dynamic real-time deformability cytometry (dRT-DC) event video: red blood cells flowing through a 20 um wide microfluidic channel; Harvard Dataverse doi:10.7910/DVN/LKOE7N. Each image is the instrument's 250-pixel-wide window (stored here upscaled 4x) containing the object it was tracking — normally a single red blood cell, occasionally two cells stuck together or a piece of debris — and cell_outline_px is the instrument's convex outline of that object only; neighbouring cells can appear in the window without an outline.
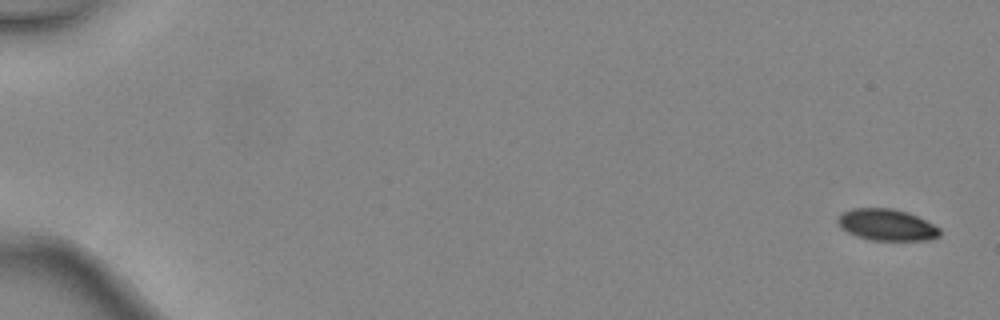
{"species": "common noctule bat (a hibernating species)", "species_latin": "Nyctalus noctula", "temperature_condition": "warm", "stored_images_in_passage": 6, "segment_of_instrument_passage": [1, 2], "camera_frame_rate_fps": 3000, "um_per_image_px": 0.085, "animal": {"sex": "female", "body_mass_g": 24.6, "forearm_length_mm": 56.2}, "frame": {"image": 1, "passage_image": 1, "time_ms": 0.0, "image_size_px": [1000, 320], "cell_outline_px": [[940, 236], [932, 240], [872, 240], [856, 236], [840, 228], [836, 220], [844, 212], [852, 208], [892, 208], [908, 212], [940, 228]], "centroid_in_image_um": [75.37, 19.11], "position_along_channel_um": 9.6, "area_um2": 18.73}}
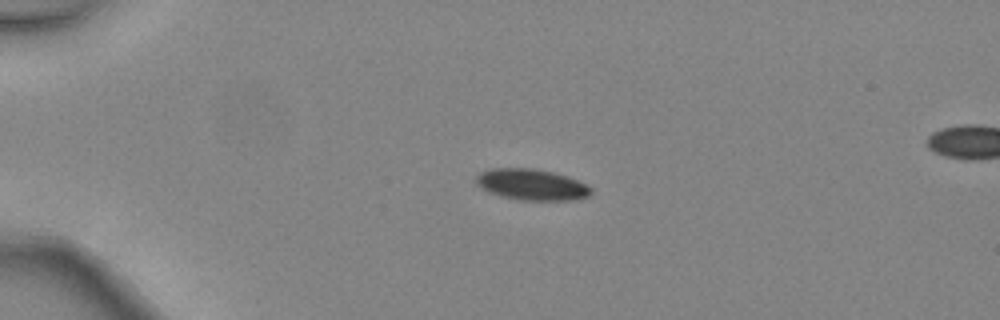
{"frame": {"image": 2, "passage_image": 4, "time_ms": 1.0, "image_size_px": [1000, 320], "cell_outline_px": [[592, 192], [588, 196], [576, 200], [520, 200], [500, 196], [476, 184], [476, 176], [480, 172], [492, 168], [532, 168], [552, 172], [568, 176], [592, 188]], "centroid_in_image_um": [45.2, 15.69], "position_along_channel_um": 39.8, "area_um2": 20.69}}